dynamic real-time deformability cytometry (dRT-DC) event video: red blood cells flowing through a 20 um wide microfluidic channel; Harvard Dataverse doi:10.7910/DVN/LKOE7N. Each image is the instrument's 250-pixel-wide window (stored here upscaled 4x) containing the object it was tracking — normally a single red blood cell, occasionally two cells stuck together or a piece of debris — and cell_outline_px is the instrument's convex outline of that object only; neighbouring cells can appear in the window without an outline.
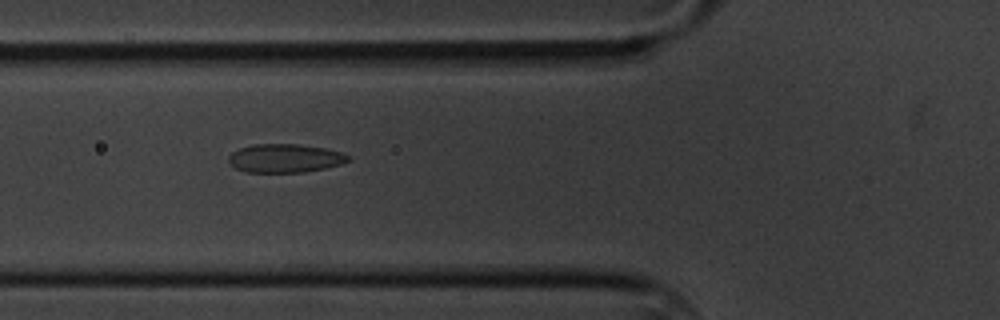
{"species": "common noctule bat (a hibernating species)", "species_latin": "Nyctalus noctula", "temperature_condition": "cold", "stored_images_in_passage": 4, "camera_frame_rate_fps": 3000, "um_per_image_px": 0.085, "animal": {"sex": "male", "body_mass_g": 20.1, "forearm_length_mm": 53.5}, "frame": {"image": 1, "passage_image": 3, "time_ms": 2.333, "image_size_px": [1000, 320], "cell_outline_px": [[352, 160], [340, 164], [324, 168], [304, 172], [244, 172], [228, 164], [228, 156], [232, 152], [240, 148], [252, 144], [300, 144], [324, 148], [340, 152], [352, 156]], "centroid_in_image_um": [24.21, 13.45], "position_along_channel_um": 101.6, "area_um2": 20.06}}
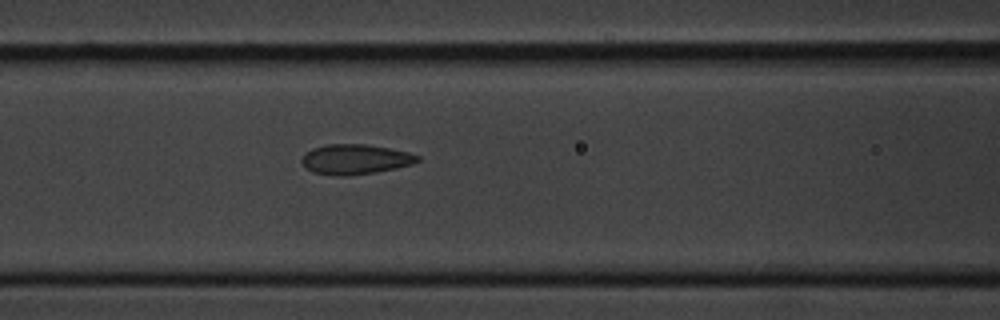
{"frame": {"image": 2, "passage_image": 4, "time_ms": 3.333, "image_size_px": [1000, 320], "cell_outline_px": [[420, 160], [412, 164], [396, 168], [376, 172], [348, 176], [340, 176], [312, 172], [300, 160], [304, 152], [312, 148], [328, 144], [364, 144], [388, 148], [408, 152], [420, 156]], "centroid_in_image_um": [30.18, 13.54], "position_along_channel_um": 136.4, "area_um2": 20.23}}